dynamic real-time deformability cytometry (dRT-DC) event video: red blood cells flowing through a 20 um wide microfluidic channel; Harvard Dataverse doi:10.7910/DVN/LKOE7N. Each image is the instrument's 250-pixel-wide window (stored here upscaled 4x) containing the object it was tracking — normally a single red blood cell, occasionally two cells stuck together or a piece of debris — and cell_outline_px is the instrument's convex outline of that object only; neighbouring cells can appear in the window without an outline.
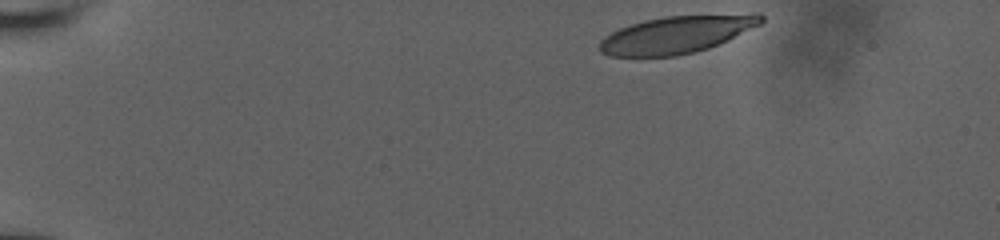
{"species": "human", "species_latin": "Homo sapiens", "temperature_condition": "room temperature", "stored_images_in_passage": 15, "camera_frame_rate_fps": 3000, "um_per_image_px": 0.085, "donor": {"sex": "male"}, "frame": {"image": 1, "passage_image": 1, "time_ms": 0.0, "image_size_px": [1000, 240], "cell_outline_px": [[764, 20], [760, 24], [728, 40], [708, 48], [676, 56], [608, 56], [600, 52], [600, 40], [604, 36], [620, 28], [644, 20], [664, 16], [752, 12], [760, 12], [764, 16]], "centroid_in_image_um": [57.57, 2.9], "position_along_channel_um": 27.4, "area_um2": 35.49}}
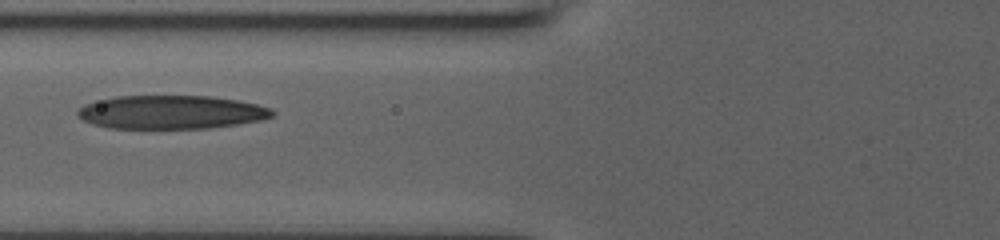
{"frame": {"image": 2, "passage_image": 11, "time_ms": 5.0, "image_size_px": [1000, 240], "cell_outline_px": [[276, 112], [272, 116], [260, 120], [236, 124], [208, 128], [108, 128], [92, 124], [76, 116], [76, 112], [84, 104], [116, 96], [212, 96], [236, 100], [256, 104], [272, 108]], "centroid_in_image_um": [14.53, 9.53], "position_along_channel_um": 111.3, "area_um2": 37.97}}
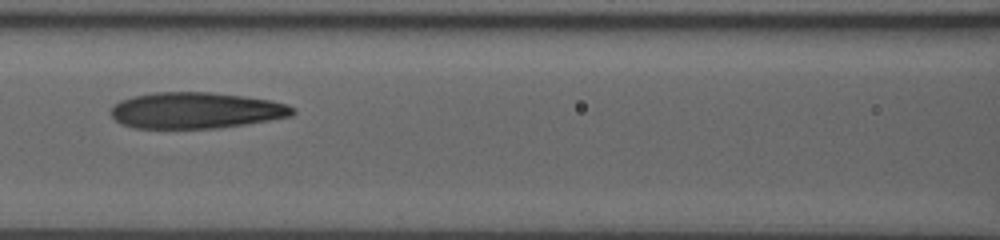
{"frame": {"image": 3, "passage_image": 13, "time_ms": 6.0, "image_size_px": [1000, 240], "cell_outline_px": [[296, 112], [292, 116], [244, 124], [216, 128], [132, 128], [120, 124], [112, 116], [112, 104], [120, 100], [132, 96], [152, 92], [208, 92], [272, 100], [288, 104], [296, 108]], "centroid_in_image_um": [16.64, 9.38], "position_along_channel_um": 150.0, "area_um2": 38.44}}